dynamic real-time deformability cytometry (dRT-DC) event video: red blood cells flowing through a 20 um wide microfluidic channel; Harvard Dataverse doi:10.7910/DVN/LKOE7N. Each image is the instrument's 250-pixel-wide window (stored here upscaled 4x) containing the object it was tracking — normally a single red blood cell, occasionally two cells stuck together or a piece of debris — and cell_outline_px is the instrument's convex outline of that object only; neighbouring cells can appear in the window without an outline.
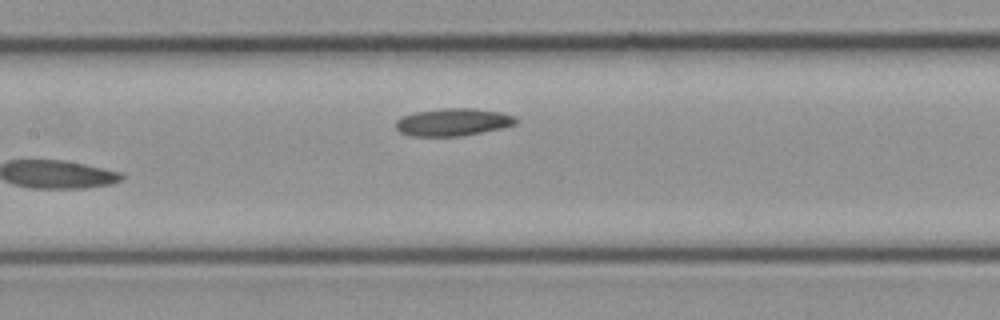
{"species": "common noctule bat (a hibernating species)", "species_latin": "Nyctalus noctula", "temperature_condition": "cold", "stored_images_in_passage": 14, "camera_frame_rate_fps": 3000, "um_per_image_px": 0.085, "animal": {"sex": "female", "body_mass_g": 21.9}, "frame": {"image": 1, "passage_image": 14, "time_ms": 4.333, "image_size_px": [1000, 320], "cell_outline_px": [[520, 120], [516, 124], [500, 128], [464, 136], [412, 136], [400, 132], [396, 128], [396, 120], [404, 116], [416, 112], [444, 108], [472, 108], [500, 112], [516, 116]], "centroid_in_image_um": [38.54, 10.38], "position_along_channel_um": 168.9, "area_um2": 19.25}}